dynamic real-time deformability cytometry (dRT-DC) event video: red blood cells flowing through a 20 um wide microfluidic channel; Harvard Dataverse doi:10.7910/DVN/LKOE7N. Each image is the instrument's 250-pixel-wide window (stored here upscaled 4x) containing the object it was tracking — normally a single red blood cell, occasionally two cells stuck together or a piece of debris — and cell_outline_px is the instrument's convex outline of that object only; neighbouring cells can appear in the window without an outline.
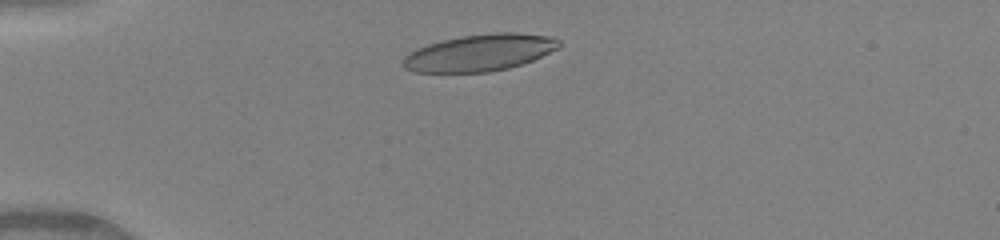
{"species": "human", "species_latin": "Homo sapiens", "temperature_condition": "warm", "stored_images_in_passage": 32, "camera_frame_rate_fps": 3000, "um_per_image_px": 0.085, "donor": {"sex": "female"}, "frame": {"image": 1, "passage_image": 9, "time_ms": 1.333, "image_size_px": [1000, 240], "cell_outline_px": [[560, 48], [532, 60], [508, 68], [488, 72], [412, 72], [404, 68], [400, 64], [404, 56], [416, 48], [428, 44], [460, 36], [496, 32], [516, 32], [552, 36], [560, 40]], "centroid_in_image_um": [40.76, 4.47], "position_along_channel_um": 44.2, "area_um2": 33.64}}
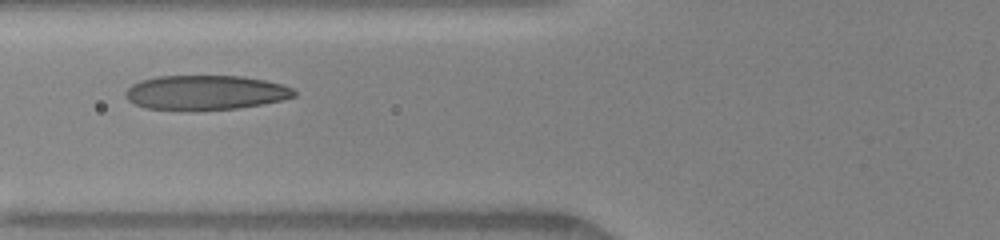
{"frame": {"image": 2, "passage_image": 23, "time_ms": 3.667, "image_size_px": [1000, 240], "cell_outline_px": [[296, 96], [264, 104], [236, 108], [144, 108], [128, 100], [124, 96], [124, 92], [132, 84], [140, 80], [156, 76], [244, 76], [284, 84], [292, 88], [296, 92]], "centroid_in_image_um": [17.48, 7.83], "position_along_channel_um": 108.3, "area_um2": 33.35}}
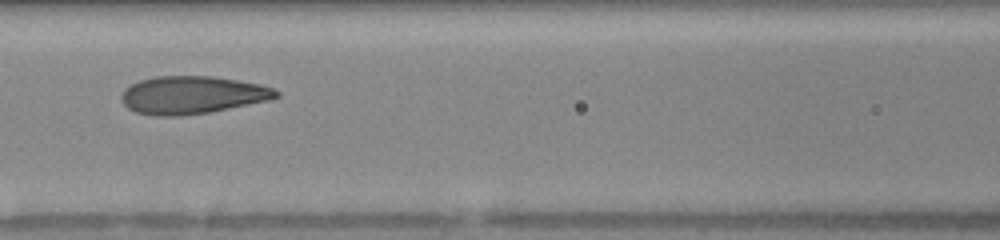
{"frame": {"image": 3, "passage_image": 27, "time_ms": 4.667, "image_size_px": [1000, 240], "cell_outline_px": [[280, 96], [268, 100], [208, 112], [180, 116], [156, 116], [136, 112], [128, 108], [120, 100], [120, 96], [124, 88], [140, 80], [156, 76], [212, 76], [240, 80], [260, 84], [272, 88], [280, 92]], "centroid_in_image_um": [16.31, 8.07], "position_along_channel_um": 150.3, "area_um2": 34.04}}